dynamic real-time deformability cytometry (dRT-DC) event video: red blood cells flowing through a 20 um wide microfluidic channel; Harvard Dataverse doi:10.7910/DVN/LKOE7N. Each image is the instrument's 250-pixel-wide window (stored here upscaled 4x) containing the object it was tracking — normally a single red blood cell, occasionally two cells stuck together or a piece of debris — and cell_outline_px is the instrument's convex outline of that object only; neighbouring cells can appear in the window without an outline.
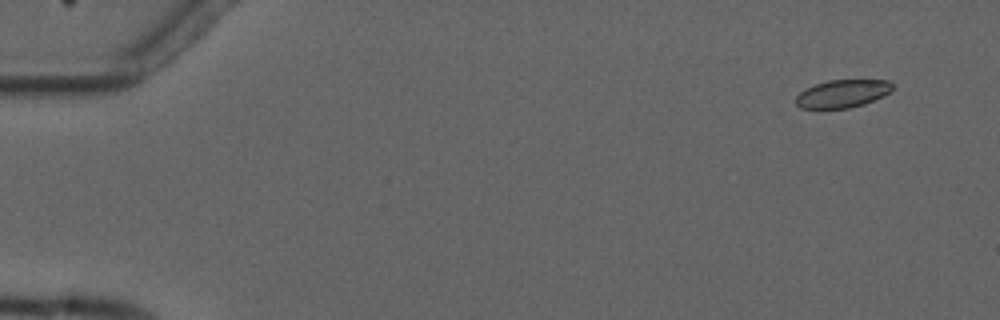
{"species": "common noctule bat (a hibernating species)", "species_latin": "Nyctalus noctula", "temperature_condition": "cold", "stored_images_in_passage": 4, "camera_frame_rate_fps": 3000, "um_per_image_px": 0.085, "animal": {"sex": "male", "forearm_length_mm": 52.5}, "frame": {"image": 1, "passage_image": 2, "time_ms": 1.0, "image_size_px": [1000, 320], "cell_outline_px": [[892, 88], [888, 92], [864, 104], [848, 108], [800, 108], [796, 104], [796, 96], [804, 88], [828, 80], [888, 80], [892, 84]], "centroid_in_image_um": [71.55, 7.95], "position_along_channel_um": 13.4, "area_um2": 15.43}}